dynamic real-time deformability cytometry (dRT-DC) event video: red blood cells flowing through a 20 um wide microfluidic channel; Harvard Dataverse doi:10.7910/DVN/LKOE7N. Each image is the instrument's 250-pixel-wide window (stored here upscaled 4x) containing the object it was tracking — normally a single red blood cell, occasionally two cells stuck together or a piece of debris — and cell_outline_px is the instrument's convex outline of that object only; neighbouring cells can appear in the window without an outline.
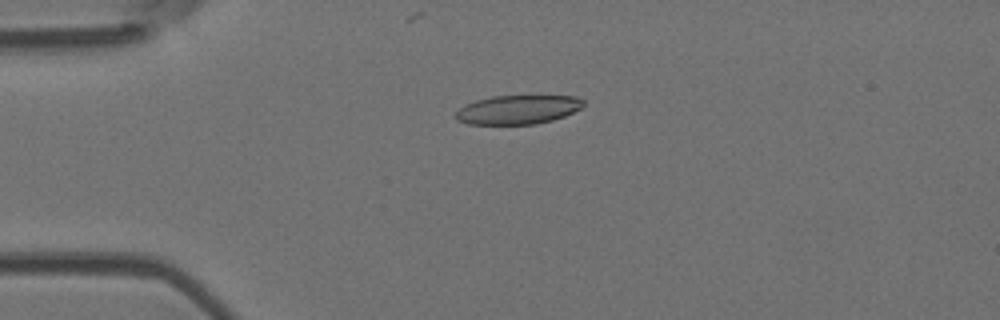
{"species": "Egyptian fruit bat (a non-hibernating species)", "species_latin": "Rousettus aegyptiacus", "temperature_condition": "room temperature", "stored_images_in_passage": 44, "camera_frame_rate_fps": 3000, "um_per_image_px": 0.085, "animal": {"sex": "female"}, "frame": {"image": 1, "passage_image": 3, "time_ms": 0.667, "image_size_px": [1000, 320], "cell_outline_px": [[584, 104], [580, 108], [564, 116], [552, 120], [536, 124], [468, 124], [456, 120], [456, 112], [460, 108], [476, 100], [492, 96], [576, 96], [584, 100]], "centroid_in_image_um": [44.02, 9.32], "position_along_channel_um": 41.0, "area_um2": 21.39}}
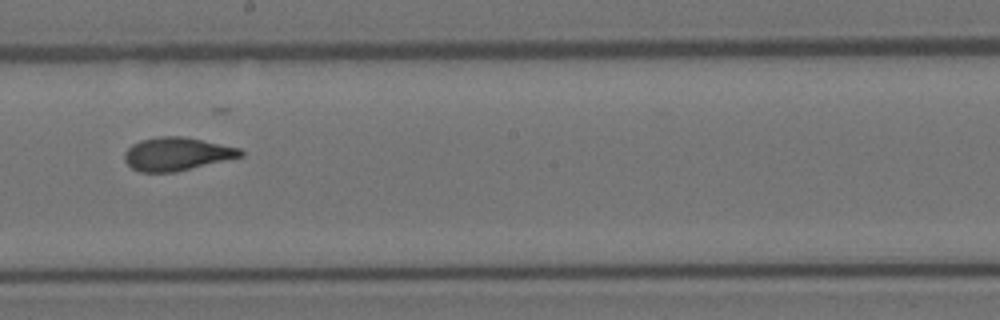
{"frame": {"image": 2, "passage_image": 20, "time_ms": 6.333, "image_size_px": [1000, 320], "cell_outline_px": [[244, 156], [176, 172], [140, 172], [132, 168], [124, 160], [124, 152], [132, 144], [140, 140], [160, 136], [184, 136], [240, 148], [244, 152]], "centroid_in_image_um": [15.03, 13.08], "position_along_channel_um": 233.2, "area_um2": 22.54}}
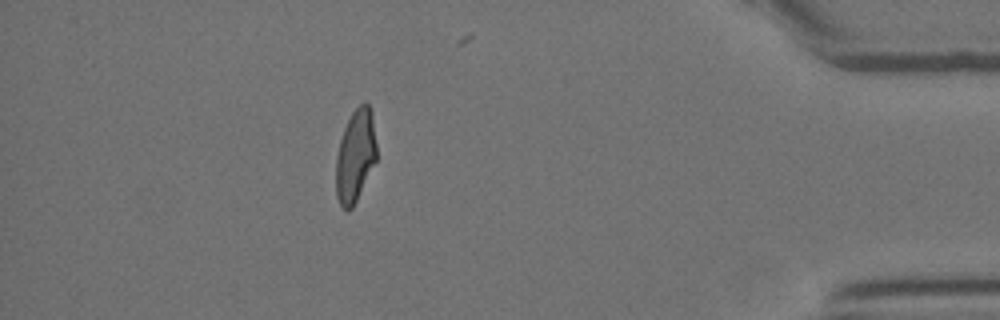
{"frame": {"image": 3, "passage_image": 37, "time_ms": 12.0, "image_size_px": [1000, 320], "cell_outline_px": [[376, 160], [352, 208], [348, 212], [340, 204], [336, 196], [336, 156], [340, 140], [344, 128], [352, 112], [364, 100], [368, 104], [372, 112], [376, 144]], "centroid_in_image_um": [30.2, 13.22], "position_along_channel_um": 405.0, "area_um2": 21.73}, "authors_computed_cell_mechanics": {"area_um2": 22.5131, "velocity_mm_per_s": 3.8606, "shape_relaxation_time_tau1_ms": 9.8806, "shape_relaxation_time_tau2_ms": 1.4082, "deformation_change_tau1": 0.2549, "deformation_change_tau2": 0.0814}}